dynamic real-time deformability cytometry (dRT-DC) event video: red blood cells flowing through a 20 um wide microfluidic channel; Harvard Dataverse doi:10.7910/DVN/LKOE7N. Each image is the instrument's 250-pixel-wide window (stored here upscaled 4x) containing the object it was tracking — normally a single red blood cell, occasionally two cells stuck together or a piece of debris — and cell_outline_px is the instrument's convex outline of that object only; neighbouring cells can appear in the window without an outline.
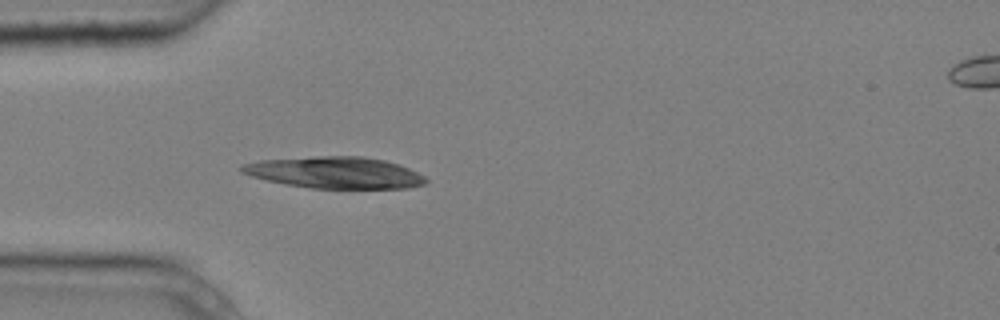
{"species": "common noctule bat (a hibernating species)", "species_latin": "Nyctalus noctula", "temperature_condition": "cold", "stored_images_in_passage": 5, "camera_frame_rate_fps": 3000, "um_per_image_px": 0.085, "animal": {"sex": "male", "body_mass_g": 20.4}, "frame": {"image": 1, "passage_image": 5, "time_ms": 1.333, "image_size_px": [1000, 320], "cell_outline_px": [[428, 180], [424, 184], [408, 188], [308, 188], [268, 180], [252, 176], [240, 172], [240, 164], [260, 160], [316, 156], [360, 156], [384, 160], [400, 164], [424, 176]], "centroid_in_image_um": [28.46, 14.66], "position_along_channel_um": 56.5, "area_um2": 33.76}}